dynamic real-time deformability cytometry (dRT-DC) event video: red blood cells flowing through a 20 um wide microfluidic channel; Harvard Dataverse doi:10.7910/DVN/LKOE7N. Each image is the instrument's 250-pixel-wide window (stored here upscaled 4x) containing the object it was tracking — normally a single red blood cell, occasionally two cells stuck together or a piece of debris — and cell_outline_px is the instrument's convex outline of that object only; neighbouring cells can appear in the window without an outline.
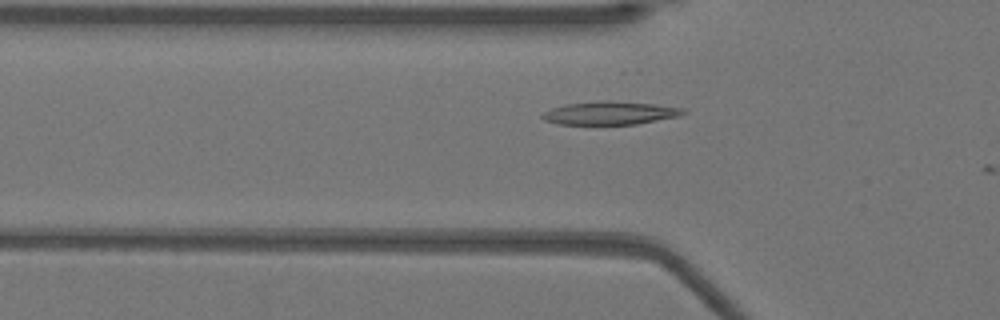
{"species": "Egyptian fruit bat (a non-hibernating species)", "species_latin": "Rousettus aegyptiacus", "temperature_condition": "warm", "stored_images_in_passage": 9, "camera_frame_rate_fps": 3000, "um_per_image_px": 0.085, "animal": {"sex": "female"}, "frame": {"image": 1, "passage_image": 8, "time_ms": 2.333, "image_size_px": [1000, 320], "cell_outline_px": [[688, 112], [676, 116], [636, 124], [560, 124], [544, 120], [540, 116], [544, 112], [552, 108], [564, 104], [652, 104], [684, 108]], "centroid_in_image_um": [51.83, 9.66], "position_along_channel_um": 74.0, "area_um2": 17.51}}